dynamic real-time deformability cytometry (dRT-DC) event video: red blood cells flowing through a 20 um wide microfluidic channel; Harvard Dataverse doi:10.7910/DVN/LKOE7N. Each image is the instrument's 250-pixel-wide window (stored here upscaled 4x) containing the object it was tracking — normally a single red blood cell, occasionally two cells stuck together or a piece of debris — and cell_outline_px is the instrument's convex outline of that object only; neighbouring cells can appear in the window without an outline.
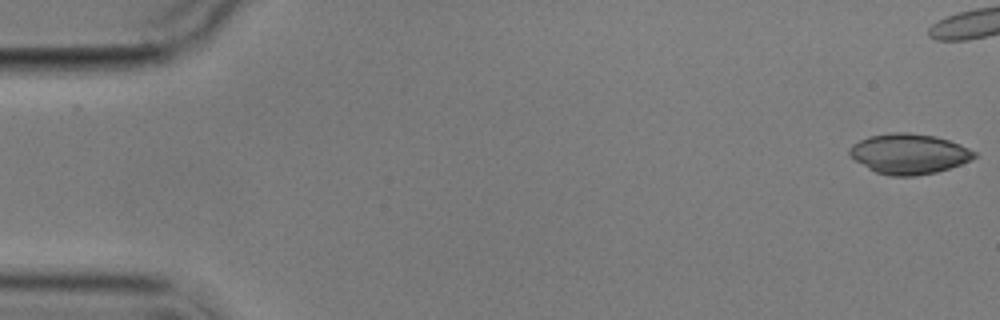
{"species": "common noctule bat (a hibernating species)", "species_latin": "Nyctalus noctula", "temperature_condition": "cold", "stored_images_in_passage": 7, "camera_frame_rate_fps": 3000, "um_per_image_px": 0.085, "animal": {"sex": "male", "body_mass_g": 17.9}, "frame": {"image": 1, "passage_image": 1, "time_ms": 0.0, "image_size_px": [1000, 320], "cell_outline_px": [[976, 156], [972, 160], [936, 172], [916, 176], [888, 176], [876, 172], [868, 168], [856, 160], [848, 152], [848, 148], [852, 144], [868, 136], [892, 132], [908, 132], [936, 136], [960, 144], [976, 152]], "centroid_in_image_um": [77.26, 13.07], "position_along_channel_um": 7.7, "area_um2": 29.25}}